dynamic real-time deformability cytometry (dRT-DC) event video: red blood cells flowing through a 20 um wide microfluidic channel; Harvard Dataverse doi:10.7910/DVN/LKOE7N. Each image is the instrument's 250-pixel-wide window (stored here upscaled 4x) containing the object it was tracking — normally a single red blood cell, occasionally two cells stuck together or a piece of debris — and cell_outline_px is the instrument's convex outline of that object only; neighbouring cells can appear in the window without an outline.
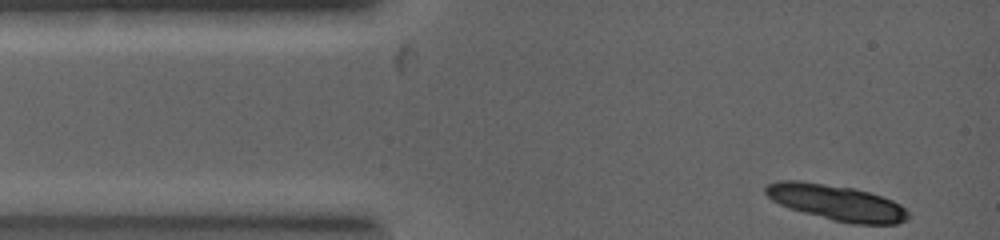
{"species": "common noctule bat (a hibernating species)", "species_latin": "Nyctalus noctula", "temperature_condition": "warm", "stored_images_in_passage": 3, "camera_frame_rate_fps": 5000, "um_per_image_px": 0.085, "animal": {"sex": "female", "body_mass_g": 19.0, "forearm_length_mm": 53.3}, "frame": {"image": 1, "passage_image": 1, "time_ms": 0.0, "image_size_px": [1000, 240], "cell_outline_px": [[908, 216], [904, 220], [896, 224], [852, 224], [832, 220], [788, 208], [772, 200], [764, 192], [764, 188], [768, 184], [776, 180], [800, 180], [852, 188], [868, 192], [892, 200], [900, 204], [908, 212]], "centroid_in_image_um": [71.06, 17.21], "position_along_channel_um": 13.9, "area_um2": 29.48}}